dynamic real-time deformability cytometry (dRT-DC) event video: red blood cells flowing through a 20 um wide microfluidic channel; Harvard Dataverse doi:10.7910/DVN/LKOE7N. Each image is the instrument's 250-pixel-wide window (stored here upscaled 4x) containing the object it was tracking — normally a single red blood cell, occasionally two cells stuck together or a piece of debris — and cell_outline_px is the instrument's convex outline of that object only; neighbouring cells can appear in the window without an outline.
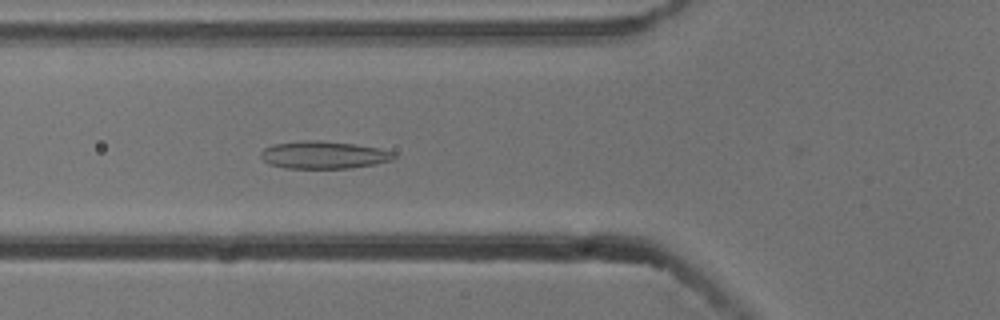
{"species": "common noctule bat (a hibernating species)", "species_latin": "Nyctalus noctula", "temperature_condition": "cold", "stored_images_in_passage": 7, "camera_frame_rate_fps": 3000, "um_per_image_px": 0.085, "animal": {"sex": "male", "body_mass_g": 13.3}, "frame": {"image": 1, "passage_image": 7, "time_ms": 2.0, "image_size_px": [1000, 320], "cell_outline_px": [[396, 156], [392, 160], [376, 164], [348, 168], [284, 168], [268, 164], [260, 156], [260, 152], [264, 148], [272, 144], [304, 140], [316, 140], [352, 144], [380, 148], [392, 152]], "centroid_in_image_um": [27.47, 13.17], "position_along_channel_um": 98.3, "area_um2": 21.33}}